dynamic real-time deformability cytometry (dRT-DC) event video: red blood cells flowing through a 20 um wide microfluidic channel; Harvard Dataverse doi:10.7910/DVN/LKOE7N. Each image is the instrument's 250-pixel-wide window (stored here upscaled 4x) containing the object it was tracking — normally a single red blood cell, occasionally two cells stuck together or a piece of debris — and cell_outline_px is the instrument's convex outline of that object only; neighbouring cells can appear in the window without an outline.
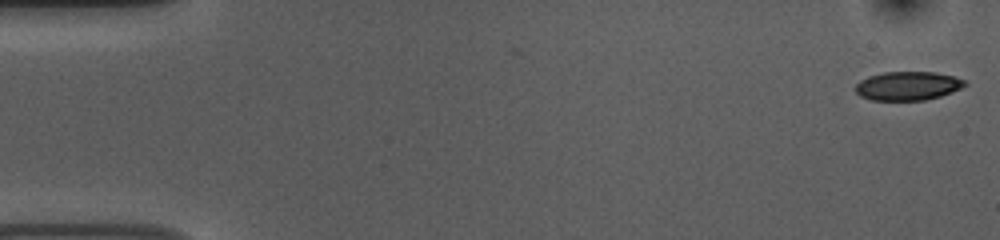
{"species": "common noctule bat (a hibernating species)", "species_latin": "Nyctalus noctula", "temperature_condition": "room temperature", "stored_images_in_passage": 53, "camera_frame_rate_fps": 3000, "um_per_image_px": 0.085, "animal": {"sex": "female", "body_mass_g": 10.0, "forearm_length_mm": 53.1}, "frame": {"image": 1, "passage_image": 1, "time_ms": 0.0, "image_size_px": [1000, 240], "cell_outline_px": [[968, 84], [952, 92], [940, 96], [924, 100], [872, 100], [860, 96], [856, 92], [856, 84], [860, 80], [868, 76], [884, 72], [936, 72], [952, 76], [964, 80]], "centroid_in_image_um": [77.15, 7.3], "position_along_channel_um": 7.9, "area_um2": 18.26}}
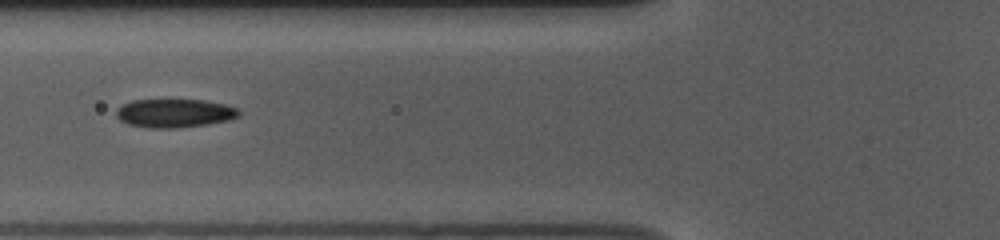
{"frame": {"image": 2, "passage_image": 20, "time_ms": 6.333, "image_size_px": [1000, 240], "cell_outline_px": [[240, 116], [228, 120], [208, 124], [176, 128], [148, 128], [128, 124], [120, 120], [116, 116], [116, 108], [132, 100], [204, 100], [224, 104], [236, 108], [240, 112]], "centroid_in_image_um": [14.82, 9.62], "position_along_channel_um": 111.0, "area_um2": 20.4}}
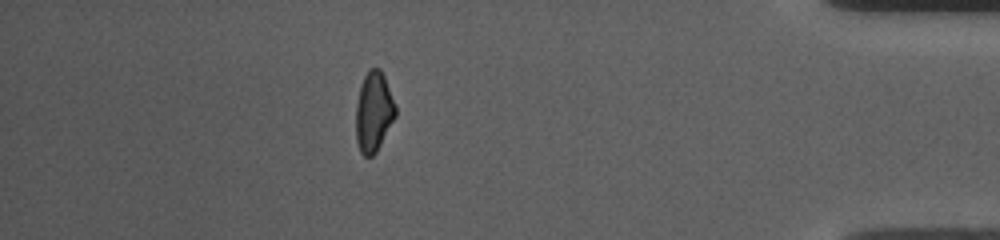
{"frame": {"image": 3, "passage_image": 47, "time_ms": 15.333, "image_size_px": [1000, 240], "cell_outline_px": [[396, 116], [376, 152], [372, 156], [364, 156], [360, 152], [356, 140], [356, 104], [360, 84], [364, 76], [372, 68], [380, 68], [384, 76], [396, 104]], "centroid_in_image_um": [31.76, 9.51], "position_along_channel_um": 403.4, "area_um2": 18.5}, "authors_computed_cell_mechanics": {"area_um2": 19.5364, "velocity_mm_per_s": 3.7409, "shape_relaxation_time_tau1_ms": 4.4101, "shape_relaxation_time_tau2_ms": 4.6355, "deformation_change_tau1": 0.1238, "deformation_change_tau2": 0.1188}}